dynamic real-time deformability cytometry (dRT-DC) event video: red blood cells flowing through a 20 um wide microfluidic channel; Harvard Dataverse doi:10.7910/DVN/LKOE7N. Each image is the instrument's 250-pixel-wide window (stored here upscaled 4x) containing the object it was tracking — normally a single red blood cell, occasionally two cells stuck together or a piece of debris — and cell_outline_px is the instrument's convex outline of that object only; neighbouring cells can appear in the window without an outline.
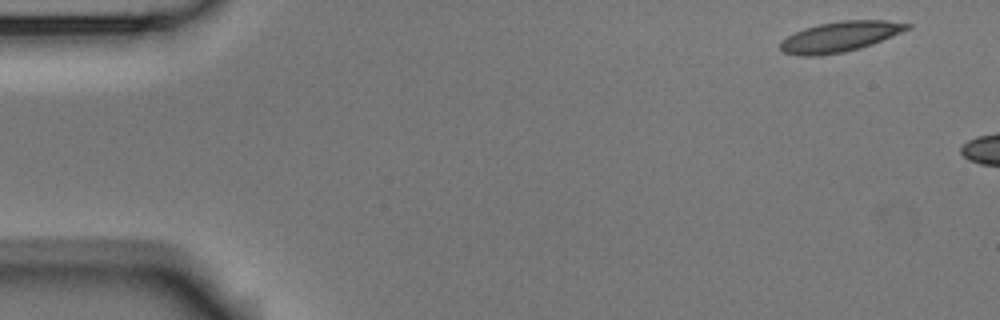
{"species": "Egyptian fruit bat (a non-hibernating species)", "species_latin": "Rousettus aegyptiacus", "temperature_condition": "room temperature", "stored_images_in_passage": 2, "camera_frame_rate_fps": 3000, "um_per_image_px": 0.085, "animal": {"sex": "male"}, "frame": {"image": 1, "passage_image": 1, "time_ms": 0.0, "image_size_px": [1000, 320], "cell_outline_px": [[912, 28], [872, 44], [860, 48], [844, 52], [820, 56], [800, 56], [784, 52], [780, 48], [780, 44], [788, 36], [804, 28], [820, 24], [840, 20], [884, 20], [912, 24]], "centroid_in_image_um": [71.43, 3.12], "position_along_channel_um": 13.6, "area_um2": 22.31}}